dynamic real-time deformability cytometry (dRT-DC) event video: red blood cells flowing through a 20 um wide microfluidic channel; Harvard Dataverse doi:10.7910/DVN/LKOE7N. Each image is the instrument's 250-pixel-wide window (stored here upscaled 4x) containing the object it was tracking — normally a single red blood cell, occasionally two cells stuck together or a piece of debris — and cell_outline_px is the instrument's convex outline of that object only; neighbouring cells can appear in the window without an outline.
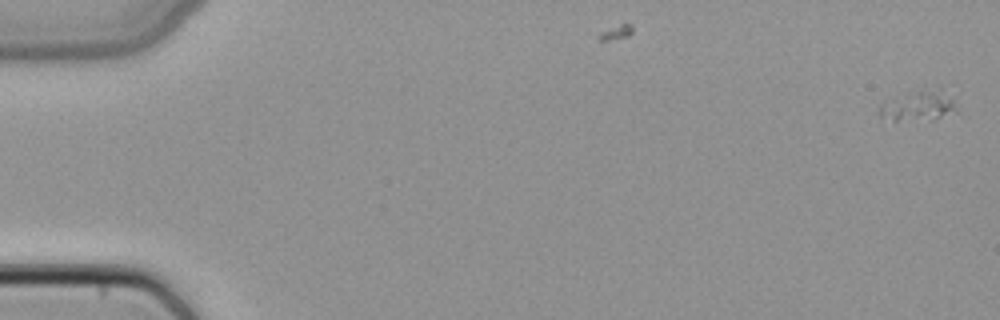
{"species": "common noctule bat (a hibernating species)", "species_latin": "Nyctalus noctula", "temperature_condition": "cold", "stored_images_in_passage": 3, "camera_frame_rate_fps": 3000, "um_per_image_px": 0.085, "animal": {"sex": "female", "body_mass_g": 22.7, "forearm_length_mm": 54.2}, "frame": {"image": 1, "passage_image": 1, "time_ms": 0.0, "image_size_px": [1000, 320], "cell_outline_px": [[960, 112], [932, 120], [892, 120], [880, 116], [880, 104], [884, 100], [920, 92], [940, 88], [956, 104]], "centroid_in_image_um": [78.12, 9.05], "position_along_channel_um": 6.9, "area_um2": 13.24}}